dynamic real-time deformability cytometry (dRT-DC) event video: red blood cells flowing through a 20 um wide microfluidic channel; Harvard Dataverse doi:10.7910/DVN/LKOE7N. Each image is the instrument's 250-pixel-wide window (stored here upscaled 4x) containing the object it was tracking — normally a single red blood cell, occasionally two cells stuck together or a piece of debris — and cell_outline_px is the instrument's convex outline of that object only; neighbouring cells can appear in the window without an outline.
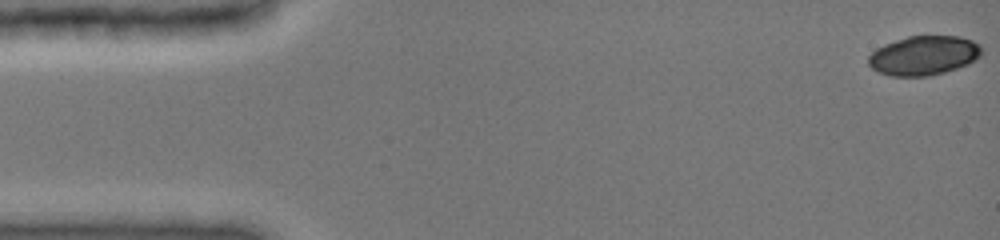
{"species": "common noctule bat (a hibernating species)", "species_latin": "Nyctalus noctula", "temperature_condition": "cold", "stored_images_in_passage": 48, "camera_frame_rate_fps": 3000, "um_per_image_px": 0.085, "animal": {"sex": "female", "body_mass_g": 19.0, "forearm_length_mm": 51.5}, "frame": {"image": 1, "passage_image": 1, "time_ms": 0.0, "image_size_px": [1000, 240], "cell_outline_px": [[980, 56], [976, 60], [968, 64], [944, 72], [928, 76], [892, 76], [880, 72], [872, 68], [868, 64], [868, 56], [876, 48], [884, 44], [908, 36], [960, 36], [972, 40], [980, 44]], "centroid_in_image_um": [78.51, 4.71], "position_along_channel_um": 6.5, "area_um2": 25.89}}
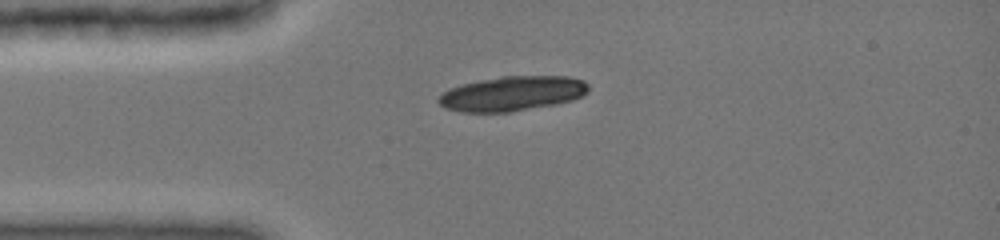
{"frame": {"image": 2, "passage_image": 12, "time_ms": 3.667, "image_size_px": [1000, 240], "cell_outline_px": [[588, 92], [572, 100], [556, 104], [508, 112], [460, 112], [444, 108], [436, 100], [444, 92], [452, 88], [464, 84], [480, 80], [500, 76], [568, 76], [584, 80], [588, 84]], "centroid_in_image_um": [43.55, 7.95], "position_along_channel_um": 41.4, "area_um2": 30.23}}